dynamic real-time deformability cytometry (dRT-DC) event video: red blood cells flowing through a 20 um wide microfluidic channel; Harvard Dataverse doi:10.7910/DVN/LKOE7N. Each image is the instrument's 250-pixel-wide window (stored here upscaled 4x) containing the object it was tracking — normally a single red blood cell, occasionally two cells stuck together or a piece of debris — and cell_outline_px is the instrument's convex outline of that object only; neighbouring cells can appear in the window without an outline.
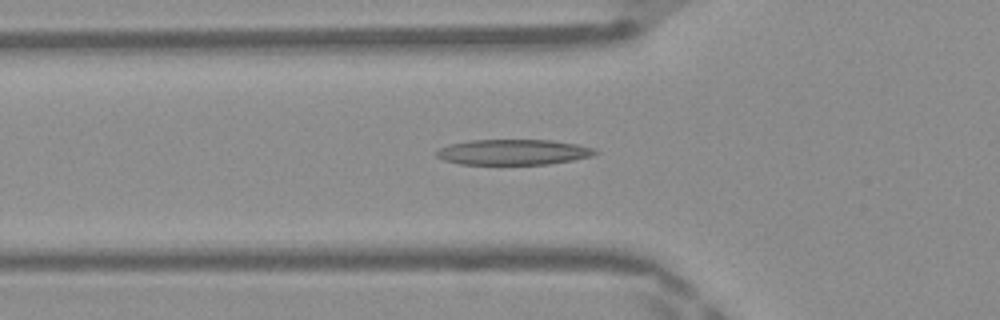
{"species": "Egyptian fruit bat (a non-hibernating species)", "species_latin": "Rousettus aegyptiacus", "temperature_condition": "warm", "stored_images_in_passage": 33, "camera_frame_rate_fps": 3000, "um_per_image_px": 0.085, "frame": {"image": 1, "passage_image": 2, "time_ms": 0.333, "image_size_px": [1000, 320], "cell_outline_px": [[600, 152], [592, 156], [572, 160], [548, 164], [460, 164], [444, 160], [436, 156], [436, 152], [440, 148], [448, 144], [468, 140], [552, 140], [576, 144], [596, 148]], "centroid_in_image_um": [43.64, 12.92], "position_along_channel_um": 82.2, "area_um2": 23.64}}
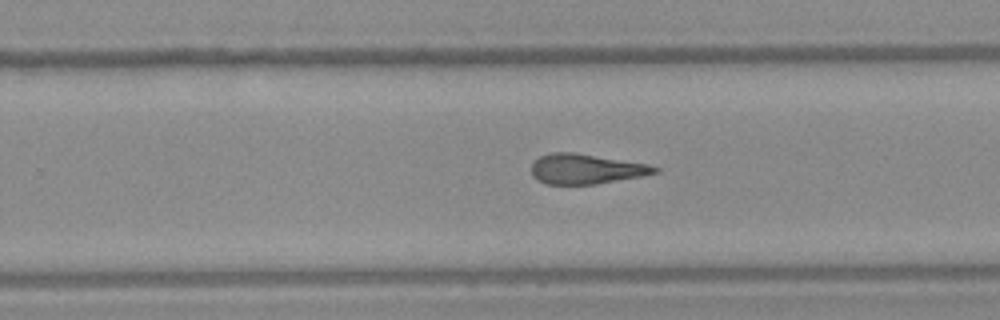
{"frame": {"image": 2, "passage_image": 16, "time_ms": 5.0, "image_size_px": [1000, 320], "cell_outline_px": [[660, 172], [640, 176], [596, 184], [548, 184], [532, 176], [532, 164], [540, 156], [552, 152], [576, 152], [648, 164], [660, 168]], "centroid_in_image_um": [49.83, 14.35], "position_along_channel_um": 280.0, "area_um2": 21.44}}
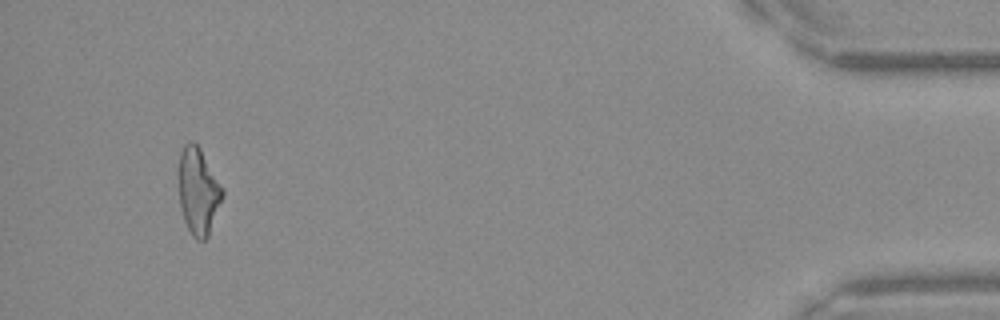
{"frame": {"image": 3, "passage_image": 31, "time_ms": 10.0, "image_size_px": [1000, 320], "cell_outline_px": [[224, 196], [208, 236], [204, 240], [196, 240], [192, 236], [184, 220], [180, 208], [176, 168], [180, 152], [184, 144], [192, 140], [200, 148], [224, 188]], "centroid_in_image_um": [16.82, 16.22], "position_along_channel_um": 418.4, "area_um2": 22.83}, "authors_computed_cell_mechanics": {"area_um2": 22.1952, "velocity_mm_per_s": 4.2141, "shape_relaxation_time_tau1_ms": null, "shape_relaxation_time_tau2_ms": 5.1231, "deformation_change_tau1": null, "deformation_change_tau2": 0.2116}}